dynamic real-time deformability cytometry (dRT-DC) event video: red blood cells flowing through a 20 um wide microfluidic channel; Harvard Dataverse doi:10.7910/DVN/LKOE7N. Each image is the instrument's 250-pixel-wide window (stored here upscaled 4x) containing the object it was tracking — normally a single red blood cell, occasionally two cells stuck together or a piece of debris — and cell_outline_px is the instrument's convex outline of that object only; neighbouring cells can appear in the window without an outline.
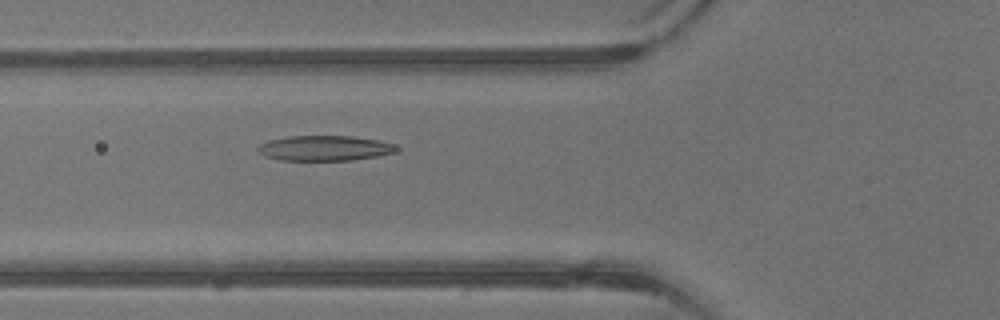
{"species": "common noctule bat (a hibernating species)", "species_latin": "Nyctalus noctula", "temperature_condition": "warm", "stored_images_in_passage": 34, "camera_frame_rate_fps": 3000, "um_per_image_px": 0.085, "animal": {"sex": "male", "body_mass_g": 13.3}, "frame": {"image": 1, "passage_image": 8, "time_ms": 2.333, "image_size_px": [1000, 320], "cell_outline_px": [[396, 148], [392, 152], [376, 156], [352, 160], [280, 160], [264, 156], [256, 148], [260, 144], [268, 140], [288, 136], [352, 136], [376, 140], [392, 144]], "centroid_in_image_um": [27.5, 12.59], "position_along_channel_um": 98.3, "area_um2": 20.0}}
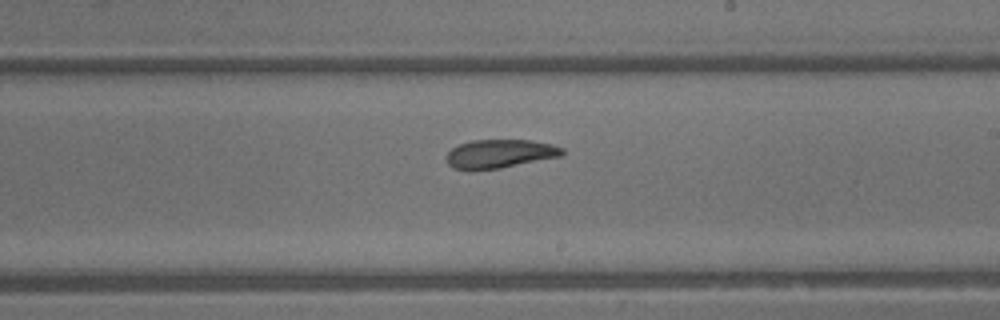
{"frame": {"image": 2, "passage_image": 17, "time_ms": 5.333, "image_size_px": [1000, 320], "cell_outline_px": [[564, 152], [560, 156], [500, 168], [472, 172], [468, 172], [452, 168], [448, 164], [448, 152], [452, 148], [460, 144], [472, 140], [532, 140], [552, 144], [564, 148]], "centroid_in_image_um": [42.45, 13.09], "position_along_channel_um": 246.6, "area_um2": 19.54}}
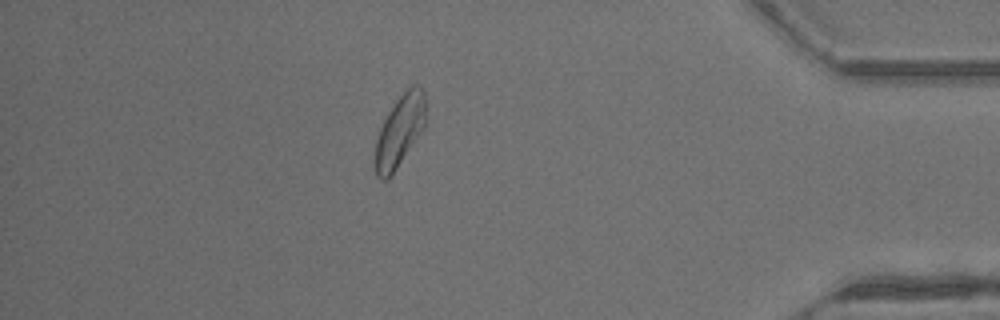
{"frame": {"image": 3, "passage_image": 29, "time_ms": 9.333, "image_size_px": [1000, 320], "cell_outline_px": [[428, 120], [424, 128], [388, 180], [380, 180], [376, 176], [376, 140], [380, 128], [388, 112], [396, 100], [412, 84], [416, 84], [424, 92]], "centroid_in_image_um": [34.01, 11.11], "position_along_channel_um": 401.2, "area_um2": 21.04}, "authors_computed_cell_mechanics": {"area_um2": 20.5479, "velocity_mm_per_s": 4.9416, "shape_relaxation_time_tau1_ms": 3.5367, "shape_relaxation_time_tau2_ms": 2.2144, "deformation_change_tau1": 0.1513, "deformation_change_tau2": 0.1011}}